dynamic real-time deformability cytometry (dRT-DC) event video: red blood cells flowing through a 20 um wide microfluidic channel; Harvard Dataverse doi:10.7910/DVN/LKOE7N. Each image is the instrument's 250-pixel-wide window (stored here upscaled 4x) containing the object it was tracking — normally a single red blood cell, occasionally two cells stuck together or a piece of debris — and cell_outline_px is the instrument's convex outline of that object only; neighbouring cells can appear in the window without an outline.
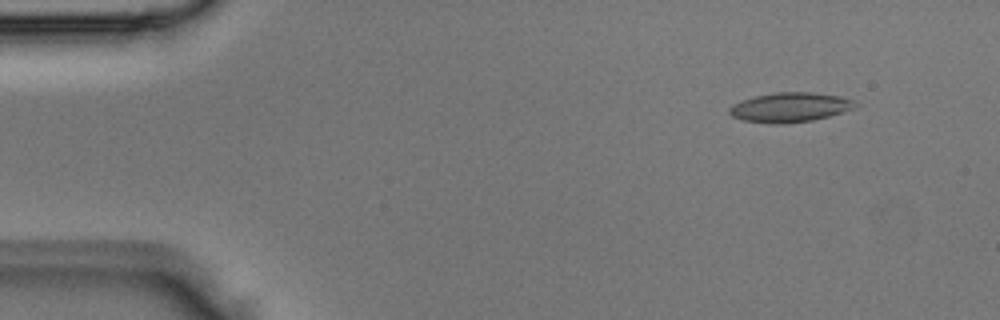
{"species": "Egyptian fruit bat (a non-hibernating species)", "species_latin": "Rousettus aegyptiacus", "temperature_condition": "room temperature", "stored_images_in_passage": 4, "segment_of_instrument_passage": [1, 2], "camera_frame_rate_fps": 3000, "um_per_image_px": 0.085, "animal": {"sex": "male"}, "frame": {"image": 1, "passage_image": 2, "time_ms": 0.333, "image_size_px": [1000, 320], "cell_outline_px": [[860, 104], [852, 108], [828, 116], [812, 120], [784, 124], [776, 124], [744, 120], [732, 116], [728, 112], [728, 108], [732, 104], [740, 100], [756, 96], [776, 92], [812, 92], [840, 96], [852, 100]], "centroid_in_image_um": [67.11, 9.11], "position_along_channel_um": 17.9, "area_um2": 21.56}}